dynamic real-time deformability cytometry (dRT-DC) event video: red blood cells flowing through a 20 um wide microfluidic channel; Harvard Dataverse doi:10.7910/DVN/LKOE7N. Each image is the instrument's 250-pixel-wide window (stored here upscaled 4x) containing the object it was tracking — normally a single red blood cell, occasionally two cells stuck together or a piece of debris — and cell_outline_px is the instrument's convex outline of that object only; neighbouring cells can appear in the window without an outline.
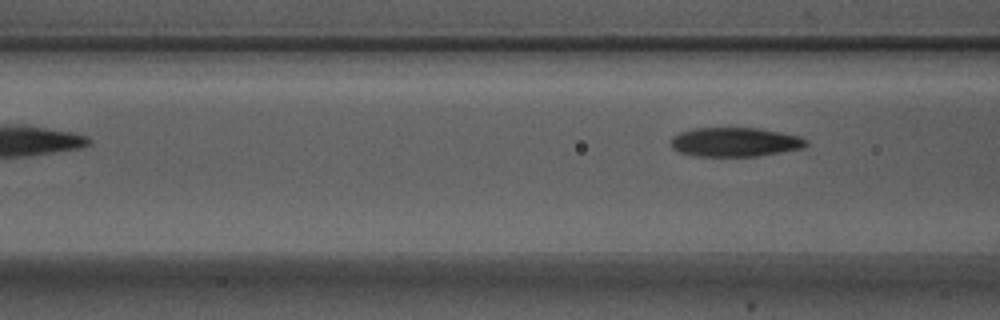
{"species": "Egyptian fruit bat (a non-hibernating species)", "species_latin": "Rousettus aegyptiacus", "temperature_condition": "warm", "stored_images_in_passage": 5, "camera_frame_rate_fps": 3000, "um_per_image_px": 0.085, "animal": {"sex": "male"}, "frame": {"image": 1, "passage_image": 5, "time_ms": 1.333, "image_size_px": [1000, 320], "cell_outline_px": [[808, 144], [800, 148], [780, 152], [756, 156], [696, 156], [680, 152], [672, 148], [672, 136], [680, 132], [692, 128], [760, 128], [800, 136], [808, 140]], "centroid_in_image_um": [62.47, 12.06], "position_along_channel_um": 104.1, "area_um2": 22.89}}